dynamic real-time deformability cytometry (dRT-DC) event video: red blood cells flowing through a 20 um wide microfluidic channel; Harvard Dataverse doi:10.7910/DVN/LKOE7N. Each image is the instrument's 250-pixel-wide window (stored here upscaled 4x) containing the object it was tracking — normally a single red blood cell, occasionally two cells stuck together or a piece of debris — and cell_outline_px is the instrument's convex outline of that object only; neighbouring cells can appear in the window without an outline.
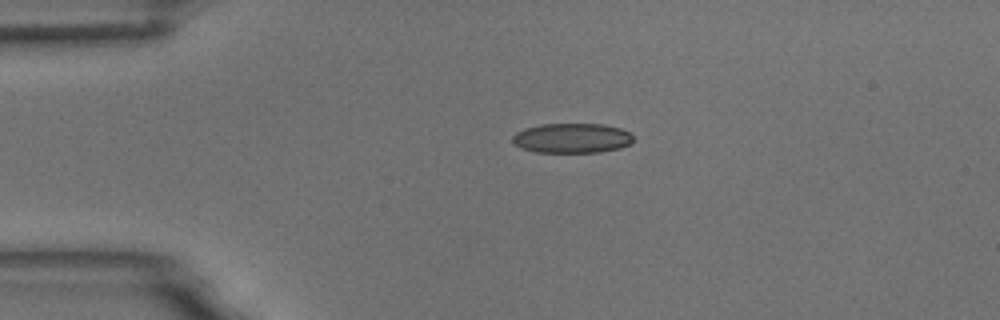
{"species": "common noctule bat (a hibernating species)", "species_latin": "Nyctalus noctula", "temperature_condition": "room temperature", "stored_images_in_passage": 4, "camera_frame_rate_fps": 3000, "um_per_image_px": 0.085, "animal": {"sex": "male", "body_mass_g": 18.8}, "frame": {"image": 1, "passage_image": 4, "time_ms": 1.0, "image_size_px": [1000, 320], "cell_outline_px": [[632, 144], [620, 148], [600, 152], [536, 152], [520, 148], [512, 140], [512, 136], [516, 132], [524, 128], [540, 124], [604, 124], [620, 128], [632, 132]], "centroid_in_image_um": [48.63, 11.73], "position_along_channel_um": 36.4, "area_um2": 21.15}}